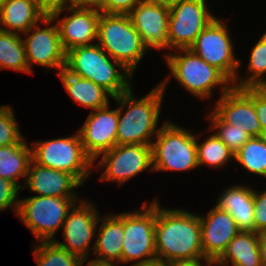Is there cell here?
Listing matches in <instances>:
<instances>
[{
    "label": "cell",
    "mask_w": 266,
    "mask_h": 266,
    "mask_svg": "<svg viewBox=\"0 0 266 266\" xmlns=\"http://www.w3.org/2000/svg\"><path fill=\"white\" fill-rule=\"evenodd\" d=\"M97 226V240L93 244L95 258L122 263V246L124 238L123 212L120 214H105L100 216Z\"/></svg>",
    "instance_id": "21"
},
{
    "label": "cell",
    "mask_w": 266,
    "mask_h": 266,
    "mask_svg": "<svg viewBox=\"0 0 266 266\" xmlns=\"http://www.w3.org/2000/svg\"><path fill=\"white\" fill-rule=\"evenodd\" d=\"M254 188L232 185L219 194L216 206L234 218L240 231H254Z\"/></svg>",
    "instance_id": "22"
},
{
    "label": "cell",
    "mask_w": 266,
    "mask_h": 266,
    "mask_svg": "<svg viewBox=\"0 0 266 266\" xmlns=\"http://www.w3.org/2000/svg\"><path fill=\"white\" fill-rule=\"evenodd\" d=\"M177 53L166 54L170 75L159 83L163 91L171 79L184 87L196 98L209 99L214 87H219L222 95L233 85L232 82L217 68L209 65L206 61L195 54L191 49H176Z\"/></svg>",
    "instance_id": "4"
},
{
    "label": "cell",
    "mask_w": 266,
    "mask_h": 266,
    "mask_svg": "<svg viewBox=\"0 0 266 266\" xmlns=\"http://www.w3.org/2000/svg\"><path fill=\"white\" fill-rule=\"evenodd\" d=\"M38 7L50 16L53 12L65 9L69 6V0H35Z\"/></svg>",
    "instance_id": "38"
},
{
    "label": "cell",
    "mask_w": 266,
    "mask_h": 266,
    "mask_svg": "<svg viewBox=\"0 0 266 266\" xmlns=\"http://www.w3.org/2000/svg\"><path fill=\"white\" fill-rule=\"evenodd\" d=\"M198 260V261H177L169 262V266H215L214 261L211 260ZM204 263H206L204 265Z\"/></svg>",
    "instance_id": "41"
},
{
    "label": "cell",
    "mask_w": 266,
    "mask_h": 266,
    "mask_svg": "<svg viewBox=\"0 0 266 266\" xmlns=\"http://www.w3.org/2000/svg\"><path fill=\"white\" fill-rule=\"evenodd\" d=\"M234 160L250 174L266 178V142L251 137L234 155Z\"/></svg>",
    "instance_id": "30"
},
{
    "label": "cell",
    "mask_w": 266,
    "mask_h": 266,
    "mask_svg": "<svg viewBox=\"0 0 266 266\" xmlns=\"http://www.w3.org/2000/svg\"><path fill=\"white\" fill-rule=\"evenodd\" d=\"M78 198L54 196H31L19 200L17 216L37 241H54L58 230H62L68 211Z\"/></svg>",
    "instance_id": "8"
},
{
    "label": "cell",
    "mask_w": 266,
    "mask_h": 266,
    "mask_svg": "<svg viewBox=\"0 0 266 266\" xmlns=\"http://www.w3.org/2000/svg\"><path fill=\"white\" fill-rule=\"evenodd\" d=\"M31 145L33 162L68 172L82 185L94 170V161L85 152L78 132L69 137L35 141Z\"/></svg>",
    "instance_id": "7"
},
{
    "label": "cell",
    "mask_w": 266,
    "mask_h": 266,
    "mask_svg": "<svg viewBox=\"0 0 266 266\" xmlns=\"http://www.w3.org/2000/svg\"><path fill=\"white\" fill-rule=\"evenodd\" d=\"M253 191L254 200V232L266 230V190L263 192Z\"/></svg>",
    "instance_id": "35"
},
{
    "label": "cell",
    "mask_w": 266,
    "mask_h": 266,
    "mask_svg": "<svg viewBox=\"0 0 266 266\" xmlns=\"http://www.w3.org/2000/svg\"><path fill=\"white\" fill-rule=\"evenodd\" d=\"M153 141V172H186L199 167L196 135L190 130L166 120Z\"/></svg>",
    "instance_id": "6"
},
{
    "label": "cell",
    "mask_w": 266,
    "mask_h": 266,
    "mask_svg": "<svg viewBox=\"0 0 266 266\" xmlns=\"http://www.w3.org/2000/svg\"><path fill=\"white\" fill-rule=\"evenodd\" d=\"M37 266H79L81 259L59 246L55 241L37 242L33 245Z\"/></svg>",
    "instance_id": "31"
},
{
    "label": "cell",
    "mask_w": 266,
    "mask_h": 266,
    "mask_svg": "<svg viewBox=\"0 0 266 266\" xmlns=\"http://www.w3.org/2000/svg\"><path fill=\"white\" fill-rule=\"evenodd\" d=\"M45 28L40 27L39 23L27 32L22 33L26 51V59L29 66V71L33 74L32 64H37L43 68L59 69L60 72L65 67V55L58 26L50 16H46L42 20ZM52 24V25H50ZM25 34V35H24Z\"/></svg>",
    "instance_id": "14"
},
{
    "label": "cell",
    "mask_w": 266,
    "mask_h": 266,
    "mask_svg": "<svg viewBox=\"0 0 266 266\" xmlns=\"http://www.w3.org/2000/svg\"><path fill=\"white\" fill-rule=\"evenodd\" d=\"M57 73L73 101L87 109L93 111L105 107L109 104V99H113L108 91L88 79L74 76L65 69Z\"/></svg>",
    "instance_id": "25"
},
{
    "label": "cell",
    "mask_w": 266,
    "mask_h": 266,
    "mask_svg": "<svg viewBox=\"0 0 266 266\" xmlns=\"http://www.w3.org/2000/svg\"><path fill=\"white\" fill-rule=\"evenodd\" d=\"M199 217L204 256L208 260L215 261L240 230L229 212L216 205L206 216L199 215Z\"/></svg>",
    "instance_id": "19"
},
{
    "label": "cell",
    "mask_w": 266,
    "mask_h": 266,
    "mask_svg": "<svg viewBox=\"0 0 266 266\" xmlns=\"http://www.w3.org/2000/svg\"><path fill=\"white\" fill-rule=\"evenodd\" d=\"M152 1L159 2V3L171 4V3L176 2L178 0H152Z\"/></svg>",
    "instance_id": "45"
},
{
    "label": "cell",
    "mask_w": 266,
    "mask_h": 266,
    "mask_svg": "<svg viewBox=\"0 0 266 266\" xmlns=\"http://www.w3.org/2000/svg\"><path fill=\"white\" fill-rule=\"evenodd\" d=\"M155 248L158 259L208 260L203 253L199 214L180 208H161L156 197Z\"/></svg>",
    "instance_id": "1"
},
{
    "label": "cell",
    "mask_w": 266,
    "mask_h": 266,
    "mask_svg": "<svg viewBox=\"0 0 266 266\" xmlns=\"http://www.w3.org/2000/svg\"><path fill=\"white\" fill-rule=\"evenodd\" d=\"M212 111L226 124L244 130L252 137H258L261 125L253 104V87H231L220 93Z\"/></svg>",
    "instance_id": "15"
},
{
    "label": "cell",
    "mask_w": 266,
    "mask_h": 266,
    "mask_svg": "<svg viewBox=\"0 0 266 266\" xmlns=\"http://www.w3.org/2000/svg\"><path fill=\"white\" fill-rule=\"evenodd\" d=\"M253 104L261 129L266 128V86H253Z\"/></svg>",
    "instance_id": "37"
},
{
    "label": "cell",
    "mask_w": 266,
    "mask_h": 266,
    "mask_svg": "<svg viewBox=\"0 0 266 266\" xmlns=\"http://www.w3.org/2000/svg\"><path fill=\"white\" fill-rule=\"evenodd\" d=\"M207 0H178L169 4L168 49H189L216 18Z\"/></svg>",
    "instance_id": "10"
},
{
    "label": "cell",
    "mask_w": 266,
    "mask_h": 266,
    "mask_svg": "<svg viewBox=\"0 0 266 266\" xmlns=\"http://www.w3.org/2000/svg\"><path fill=\"white\" fill-rule=\"evenodd\" d=\"M128 15L148 50L168 49L169 4L143 0Z\"/></svg>",
    "instance_id": "18"
},
{
    "label": "cell",
    "mask_w": 266,
    "mask_h": 266,
    "mask_svg": "<svg viewBox=\"0 0 266 266\" xmlns=\"http://www.w3.org/2000/svg\"><path fill=\"white\" fill-rule=\"evenodd\" d=\"M97 44L132 74L148 48L133 26L129 15L100 13Z\"/></svg>",
    "instance_id": "5"
},
{
    "label": "cell",
    "mask_w": 266,
    "mask_h": 266,
    "mask_svg": "<svg viewBox=\"0 0 266 266\" xmlns=\"http://www.w3.org/2000/svg\"><path fill=\"white\" fill-rule=\"evenodd\" d=\"M215 266H262L257 232L240 231L214 261Z\"/></svg>",
    "instance_id": "24"
},
{
    "label": "cell",
    "mask_w": 266,
    "mask_h": 266,
    "mask_svg": "<svg viewBox=\"0 0 266 266\" xmlns=\"http://www.w3.org/2000/svg\"><path fill=\"white\" fill-rule=\"evenodd\" d=\"M143 0H104L100 12L105 14L128 15Z\"/></svg>",
    "instance_id": "36"
},
{
    "label": "cell",
    "mask_w": 266,
    "mask_h": 266,
    "mask_svg": "<svg viewBox=\"0 0 266 266\" xmlns=\"http://www.w3.org/2000/svg\"><path fill=\"white\" fill-rule=\"evenodd\" d=\"M5 1H6V0H0V10H1L2 5H3V3H4Z\"/></svg>",
    "instance_id": "46"
},
{
    "label": "cell",
    "mask_w": 266,
    "mask_h": 266,
    "mask_svg": "<svg viewBox=\"0 0 266 266\" xmlns=\"http://www.w3.org/2000/svg\"><path fill=\"white\" fill-rule=\"evenodd\" d=\"M217 17L198 35L189 48L209 65L220 70L232 83L241 60L235 58L233 39L228 26Z\"/></svg>",
    "instance_id": "11"
},
{
    "label": "cell",
    "mask_w": 266,
    "mask_h": 266,
    "mask_svg": "<svg viewBox=\"0 0 266 266\" xmlns=\"http://www.w3.org/2000/svg\"><path fill=\"white\" fill-rule=\"evenodd\" d=\"M88 258L81 259L79 266H84V262L87 261ZM86 266H117L114 262L101 260L98 258H92L91 260H88V263ZM119 266V265H118Z\"/></svg>",
    "instance_id": "42"
},
{
    "label": "cell",
    "mask_w": 266,
    "mask_h": 266,
    "mask_svg": "<svg viewBox=\"0 0 266 266\" xmlns=\"http://www.w3.org/2000/svg\"><path fill=\"white\" fill-rule=\"evenodd\" d=\"M64 10L70 15L59 18ZM100 13L97 9L68 6L50 15L56 21L65 52L74 47L92 45L97 40Z\"/></svg>",
    "instance_id": "16"
},
{
    "label": "cell",
    "mask_w": 266,
    "mask_h": 266,
    "mask_svg": "<svg viewBox=\"0 0 266 266\" xmlns=\"http://www.w3.org/2000/svg\"><path fill=\"white\" fill-rule=\"evenodd\" d=\"M210 121L209 131L213 133L224 142L228 148L236 154L240 148L252 137L244 130H239L235 126L224 123L213 111L208 116Z\"/></svg>",
    "instance_id": "32"
},
{
    "label": "cell",
    "mask_w": 266,
    "mask_h": 266,
    "mask_svg": "<svg viewBox=\"0 0 266 266\" xmlns=\"http://www.w3.org/2000/svg\"><path fill=\"white\" fill-rule=\"evenodd\" d=\"M156 197L144 202L141 209L123 212L124 238L122 263L136 261L129 266L157 258L155 248Z\"/></svg>",
    "instance_id": "9"
},
{
    "label": "cell",
    "mask_w": 266,
    "mask_h": 266,
    "mask_svg": "<svg viewBox=\"0 0 266 266\" xmlns=\"http://www.w3.org/2000/svg\"><path fill=\"white\" fill-rule=\"evenodd\" d=\"M101 160L95 164L96 171L103 170L100 181L116 182L119 187L152 166V147L144 144L116 145L111 150L100 154Z\"/></svg>",
    "instance_id": "12"
},
{
    "label": "cell",
    "mask_w": 266,
    "mask_h": 266,
    "mask_svg": "<svg viewBox=\"0 0 266 266\" xmlns=\"http://www.w3.org/2000/svg\"><path fill=\"white\" fill-rule=\"evenodd\" d=\"M118 108L110 104L93 110L77 131L85 152L93 159L117 145Z\"/></svg>",
    "instance_id": "17"
},
{
    "label": "cell",
    "mask_w": 266,
    "mask_h": 266,
    "mask_svg": "<svg viewBox=\"0 0 266 266\" xmlns=\"http://www.w3.org/2000/svg\"><path fill=\"white\" fill-rule=\"evenodd\" d=\"M104 0H69V6L76 8H88L101 10Z\"/></svg>",
    "instance_id": "39"
},
{
    "label": "cell",
    "mask_w": 266,
    "mask_h": 266,
    "mask_svg": "<svg viewBox=\"0 0 266 266\" xmlns=\"http://www.w3.org/2000/svg\"><path fill=\"white\" fill-rule=\"evenodd\" d=\"M16 121L12 107L0 105V146L23 144L26 141Z\"/></svg>",
    "instance_id": "33"
},
{
    "label": "cell",
    "mask_w": 266,
    "mask_h": 266,
    "mask_svg": "<svg viewBox=\"0 0 266 266\" xmlns=\"http://www.w3.org/2000/svg\"><path fill=\"white\" fill-rule=\"evenodd\" d=\"M200 136L196 135V148L198 165L206 164L213 168H222L230 160H234V153L222 142L214 133L206 137L202 142H198Z\"/></svg>",
    "instance_id": "29"
},
{
    "label": "cell",
    "mask_w": 266,
    "mask_h": 266,
    "mask_svg": "<svg viewBox=\"0 0 266 266\" xmlns=\"http://www.w3.org/2000/svg\"><path fill=\"white\" fill-rule=\"evenodd\" d=\"M83 186L72 174L39 165L31 161L23 188L36 196L79 198L74 188Z\"/></svg>",
    "instance_id": "20"
},
{
    "label": "cell",
    "mask_w": 266,
    "mask_h": 266,
    "mask_svg": "<svg viewBox=\"0 0 266 266\" xmlns=\"http://www.w3.org/2000/svg\"><path fill=\"white\" fill-rule=\"evenodd\" d=\"M20 190L15 183L0 177V211L10 208L17 214Z\"/></svg>",
    "instance_id": "34"
},
{
    "label": "cell",
    "mask_w": 266,
    "mask_h": 266,
    "mask_svg": "<svg viewBox=\"0 0 266 266\" xmlns=\"http://www.w3.org/2000/svg\"><path fill=\"white\" fill-rule=\"evenodd\" d=\"M32 74L26 59L22 34L0 30V70Z\"/></svg>",
    "instance_id": "27"
},
{
    "label": "cell",
    "mask_w": 266,
    "mask_h": 266,
    "mask_svg": "<svg viewBox=\"0 0 266 266\" xmlns=\"http://www.w3.org/2000/svg\"><path fill=\"white\" fill-rule=\"evenodd\" d=\"M258 137H259L261 140H263V141L266 142V128L261 129V132H260V134L258 135Z\"/></svg>",
    "instance_id": "44"
},
{
    "label": "cell",
    "mask_w": 266,
    "mask_h": 266,
    "mask_svg": "<svg viewBox=\"0 0 266 266\" xmlns=\"http://www.w3.org/2000/svg\"><path fill=\"white\" fill-rule=\"evenodd\" d=\"M164 94L158 84L141 99H136L132 88L113 98L118 104L117 145L152 144L160 130L157 125Z\"/></svg>",
    "instance_id": "2"
},
{
    "label": "cell",
    "mask_w": 266,
    "mask_h": 266,
    "mask_svg": "<svg viewBox=\"0 0 266 266\" xmlns=\"http://www.w3.org/2000/svg\"><path fill=\"white\" fill-rule=\"evenodd\" d=\"M46 16L35 0H6L0 10V30L22 34Z\"/></svg>",
    "instance_id": "23"
},
{
    "label": "cell",
    "mask_w": 266,
    "mask_h": 266,
    "mask_svg": "<svg viewBox=\"0 0 266 266\" xmlns=\"http://www.w3.org/2000/svg\"><path fill=\"white\" fill-rule=\"evenodd\" d=\"M64 69L74 76L94 82L113 98L132 88L130 80L134 74L113 60L97 43L66 51Z\"/></svg>",
    "instance_id": "3"
},
{
    "label": "cell",
    "mask_w": 266,
    "mask_h": 266,
    "mask_svg": "<svg viewBox=\"0 0 266 266\" xmlns=\"http://www.w3.org/2000/svg\"><path fill=\"white\" fill-rule=\"evenodd\" d=\"M259 239V255L262 266H266V230L257 233Z\"/></svg>",
    "instance_id": "40"
},
{
    "label": "cell",
    "mask_w": 266,
    "mask_h": 266,
    "mask_svg": "<svg viewBox=\"0 0 266 266\" xmlns=\"http://www.w3.org/2000/svg\"><path fill=\"white\" fill-rule=\"evenodd\" d=\"M100 214L92 200H79L68 211L62 231L65 242L54 241L80 259L88 258L94 249L91 241L95 238Z\"/></svg>",
    "instance_id": "13"
},
{
    "label": "cell",
    "mask_w": 266,
    "mask_h": 266,
    "mask_svg": "<svg viewBox=\"0 0 266 266\" xmlns=\"http://www.w3.org/2000/svg\"><path fill=\"white\" fill-rule=\"evenodd\" d=\"M135 266H169V262L155 258L153 260H149V261H146L142 264H138Z\"/></svg>",
    "instance_id": "43"
},
{
    "label": "cell",
    "mask_w": 266,
    "mask_h": 266,
    "mask_svg": "<svg viewBox=\"0 0 266 266\" xmlns=\"http://www.w3.org/2000/svg\"><path fill=\"white\" fill-rule=\"evenodd\" d=\"M32 161V150L27 141L23 144L0 146V177L23 187L19 178L27 176Z\"/></svg>",
    "instance_id": "26"
},
{
    "label": "cell",
    "mask_w": 266,
    "mask_h": 266,
    "mask_svg": "<svg viewBox=\"0 0 266 266\" xmlns=\"http://www.w3.org/2000/svg\"><path fill=\"white\" fill-rule=\"evenodd\" d=\"M247 68L246 79L238 74L232 83L233 87L266 86V32L252 48Z\"/></svg>",
    "instance_id": "28"
}]
</instances>
